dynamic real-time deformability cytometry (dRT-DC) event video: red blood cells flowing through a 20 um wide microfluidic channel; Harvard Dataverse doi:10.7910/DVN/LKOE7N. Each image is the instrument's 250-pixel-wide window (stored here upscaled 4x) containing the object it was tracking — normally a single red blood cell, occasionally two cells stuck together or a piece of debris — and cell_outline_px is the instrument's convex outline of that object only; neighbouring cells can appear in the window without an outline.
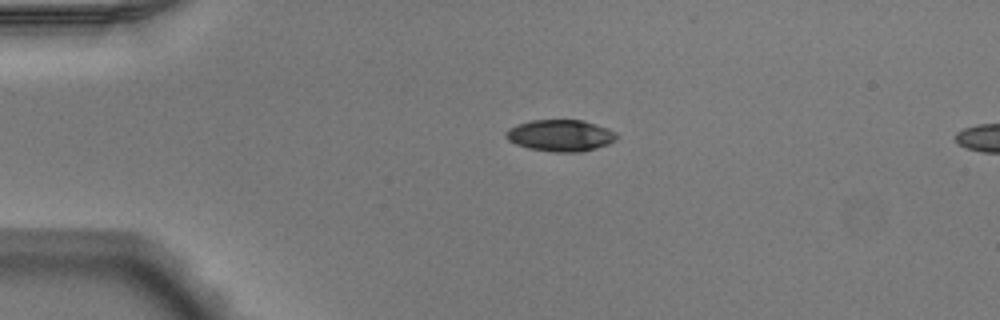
{"species": "Egyptian fruit bat (a non-hibernating species)", "species_latin": "Rousettus aegyptiacus", "temperature_condition": "warm", "stored_images_in_passage": 31, "camera_frame_rate_fps": 3000, "um_per_image_px": 0.085, "animal": {"sex": "male"}, "frame": {"image": 1, "passage_image": 1, "time_ms": 0.0, "image_size_px": [1000, 320], "cell_outline_px": [[616, 140], [608, 144], [596, 148], [580, 152], [552, 152], [528, 148], [516, 144], [508, 140], [504, 136], [504, 132], [508, 128], [516, 124], [532, 120], [584, 120], [608, 128], [616, 132]], "centroid_in_image_um": [47.61, 11.51], "position_along_channel_um": 37.4, "area_um2": 20.58}}
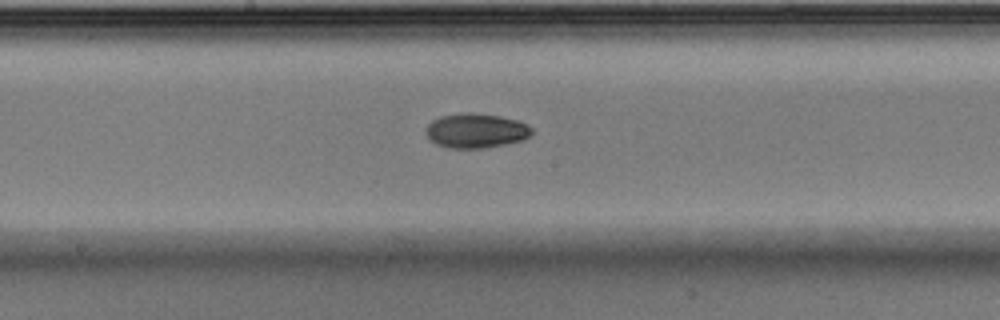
{"frame": {"image": 2, "passage_image": 17, "time_ms": 5.333, "image_size_px": [1000, 320], "cell_outline_px": [[532, 132], [524, 140], [504, 144], [480, 148], [448, 148], [436, 144], [428, 136], [428, 124], [432, 120], [440, 116], [468, 112], [500, 116], [516, 120], [528, 124], [532, 128]], "centroid_in_image_um": [40.48, 11.1], "position_along_channel_um": 207.7, "area_um2": 21.04}}
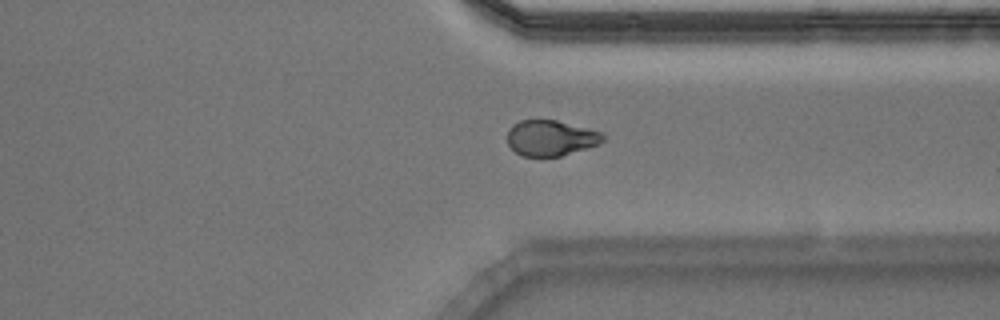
{"frame": {"image": 3, "passage_image": 29, "time_ms": 9.333, "image_size_px": [1000, 320], "cell_outline_px": [[604, 140], [600, 144], [560, 156], [520, 156], [508, 144], [508, 128], [512, 124], [520, 120], [556, 120], [600, 132], [604, 136]], "centroid_in_image_um": [46.78, 11.73], "position_along_channel_um": 364.6, "area_um2": 19.71}}